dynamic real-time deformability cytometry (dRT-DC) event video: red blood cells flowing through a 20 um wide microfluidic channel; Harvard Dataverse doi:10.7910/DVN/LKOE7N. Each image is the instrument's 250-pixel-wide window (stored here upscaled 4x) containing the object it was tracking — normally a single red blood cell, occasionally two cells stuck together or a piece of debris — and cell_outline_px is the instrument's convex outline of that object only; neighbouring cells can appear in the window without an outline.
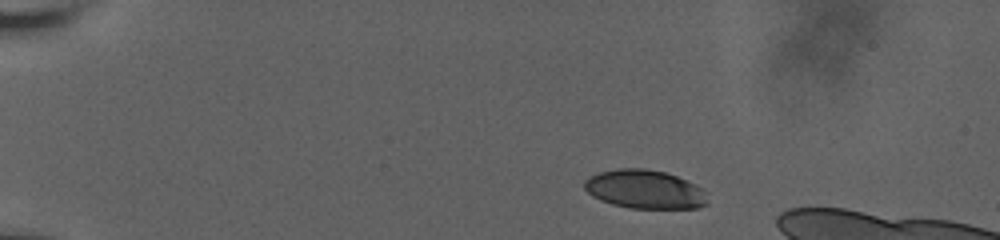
{"species": "human", "species_latin": "Homo sapiens", "temperature_condition": "room temperature", "stored_images_in_passage": 4, "camera_frame_rate_fps": 3000, "um_per_image_px": 0.085, "donor": {"sex": "male"}, "frame": {"image": 1, "passage_image": 1, "time_ms": 0.0, "image_size_px": [1000, 240], "cell_outline_px": [[708, 204], [696, 208], [632, 208], [612, 204], [600, 200], [592, 196], [584, 188], [584, 180], [588, 176], [600, 172], [620, 168], [644, 168], [664, 172], [676, 176], [696, 184], [704, 188], [708, 192]], "centroid_in_image_um": [54.84, 16.09], "position_along_channel_um": 30.2, "area_um2": 28.03}}